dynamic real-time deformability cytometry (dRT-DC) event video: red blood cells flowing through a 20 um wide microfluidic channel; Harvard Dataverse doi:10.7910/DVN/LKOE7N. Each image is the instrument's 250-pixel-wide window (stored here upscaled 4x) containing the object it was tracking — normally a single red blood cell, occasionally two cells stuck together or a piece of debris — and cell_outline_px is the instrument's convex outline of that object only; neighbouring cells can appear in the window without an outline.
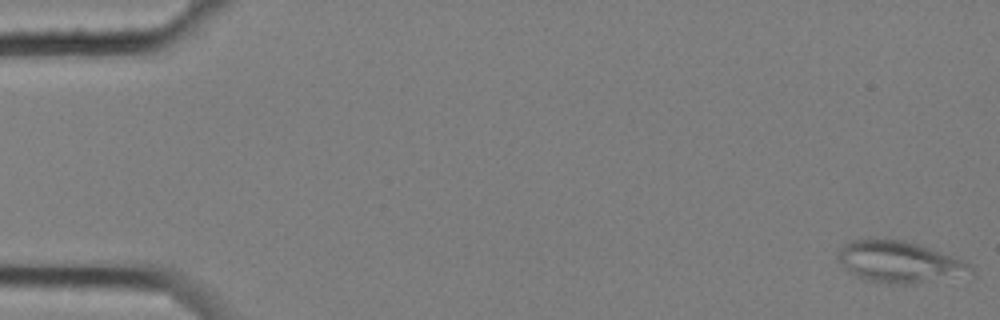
{"species": "common noctule bat (a hibernating species)", "species_latin": "Nyctalus noctula", "temperature_condition": "cold", "stored_images_in_passage": 6, "camera_frame_rate_fps": 3000, "um_per_image_px": 0.085, "animal": {"sex": "female", "body_mass_g": 25.1}, "frame": {"image": 1, "passage_image": 1, "time_ms": 0.0, "image_size_px": [1000, 320], "cell_outline_px": [[976, 276], [916, 284], [888, 284], [864, 280], [856, 276], [836, 256], [836, 252], [844, 244], [852, 240], [904, 240], [964, 260], [972, 264]], "centroid_in_image_um": [76.58, 22.32], "position_along_channel_um": 8.4, "area_um2": 32.43}}